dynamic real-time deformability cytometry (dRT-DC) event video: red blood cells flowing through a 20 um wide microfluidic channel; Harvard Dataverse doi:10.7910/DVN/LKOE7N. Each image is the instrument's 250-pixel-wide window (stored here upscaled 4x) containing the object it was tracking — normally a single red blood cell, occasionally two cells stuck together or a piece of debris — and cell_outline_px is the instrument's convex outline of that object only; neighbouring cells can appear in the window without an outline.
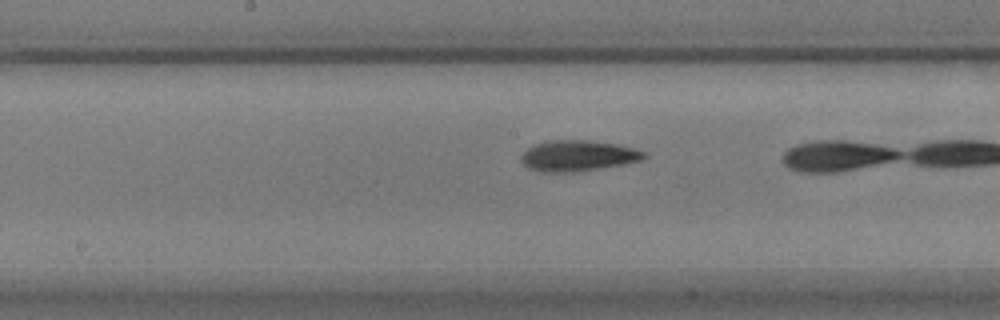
{"species": "common noctule bat (a hibernating species)", "species_latin": "Nyctalus noctula", "temperature_condition": "warm", "stored_images_in_passage": 28, "camera_frame_rate_fps": 3000, "um_per_image_px": 0.085, "animal": {"sex": "male", "body_mass_g": 17.9}, "frame": {"image": 1, "passage_image": 20, "time_ms": 6.333, "image_size_px": [1000, 320], "cell_outline_px": [[648, 156], [640, 160], [624, 164], [572, 172], [544, 172], [528, 168], [520, 160], [520, 156], [528, 148], [544, 140], [588, 140], [616, 144], [632, 148], [644, 152]], "centroid_in_image_um": [49.08, 13.23], "position_along_channel_um": 199.1, "area_um2": 21.91}}